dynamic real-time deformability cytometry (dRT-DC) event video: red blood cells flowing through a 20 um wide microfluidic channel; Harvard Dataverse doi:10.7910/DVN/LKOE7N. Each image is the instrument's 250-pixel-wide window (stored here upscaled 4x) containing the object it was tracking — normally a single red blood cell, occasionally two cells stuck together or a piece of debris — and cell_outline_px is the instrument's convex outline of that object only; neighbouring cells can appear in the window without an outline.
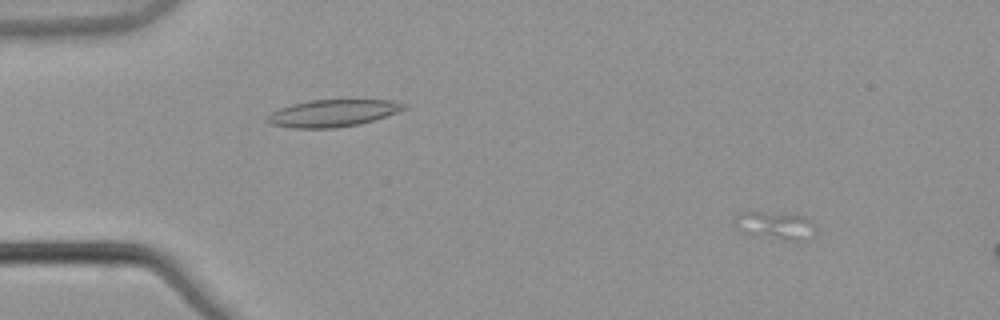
{"species": "common noctule bat (a hibernating species)", "species_latin": "Nyctalus noctula", "temperature_condition": "warm", "stored_images_in_passage": 3, "camera_frame_rate_fps": 3000, "um_per_image_px": 0.085, "animal": {"sex": "male", "body_mass_g": 21.5, "forearm_length_mm": 52.0}, "frame": {"image": 1, "passage_image": 1, "time_ms": 0.0, "image_size_px": [1000, 320], "cell_outline_px": [[816, 232], [800, 244], [784, 240], [736, 224], [732, 220], [732, 216], [740, 212], [764, 212], [804, 216], [816, 228]], "centroid_in_image_um": [66.07, 19.14], "position_along_channel_um": 18.9, "area_um2": 12.14}}